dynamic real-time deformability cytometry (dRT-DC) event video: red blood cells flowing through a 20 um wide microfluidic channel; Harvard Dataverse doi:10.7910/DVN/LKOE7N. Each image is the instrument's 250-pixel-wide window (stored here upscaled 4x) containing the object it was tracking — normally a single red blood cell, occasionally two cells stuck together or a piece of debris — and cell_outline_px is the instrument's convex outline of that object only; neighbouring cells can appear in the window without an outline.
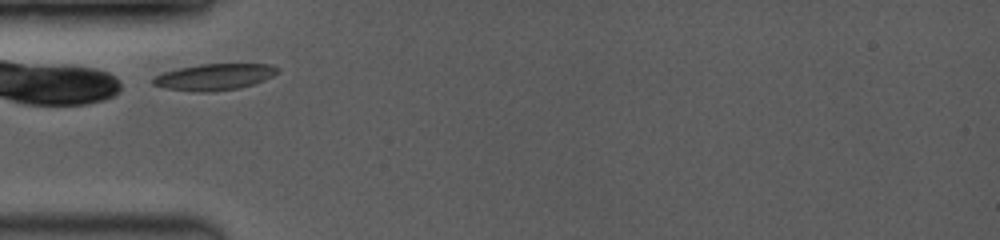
{"species": "common noctule bat (a hibernating species)", "species_latin": "Nyctalus noctula", "temperature_condition": "room temperature", "stored_images_in_passage": 10, "camera_frame_rate_fps": 3500, "um_per_image_px": 0.085, "animal": {"sex": "female", "body_mass_g": 19.0, "forearm_length_mm": 53.3}, "frame": {"image": 1, "passage_image": 1, "time_ms": 0.0, "image_size_px": [1000, 240], "cell_outline_px": [[280, 72], [264, 80], [240, 88], [208, 92], [200, 92], [164, 88], [152, 84], [152, 80], [156, 76], [164, 72], [180, 68], [200, 64], [268, 64], [280, 68]], "centroid_in_image_um": [18.25, 6.54], "position_along_channel_um": 66.8, "area_um2": 19.02}}
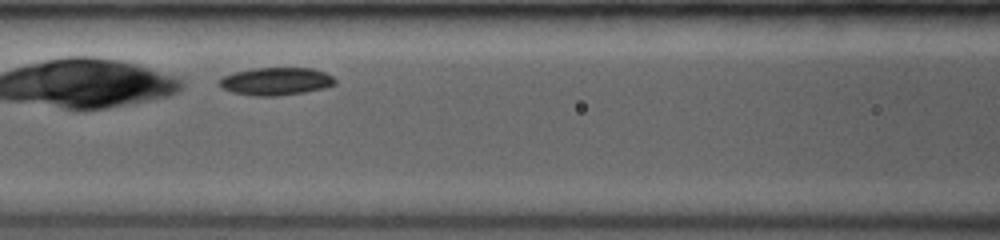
{"frame": {"image": 2, "passage_image": 7, "time_ms": 2.0, "image_size_px": [1000, 240], "cell_outline_px": [[336, 84], [324, 88], [304, 92], [276, 96], [252, 96], [232, 92], [224, 88], [220, 84], [220, 80], [224, 76], [232, 72], [252, 68], [312, 68], [324, 72], [332, 76], [336, 80]], "centroid_in_image_um": [23.47, 6.91], "position_along_channel_um": 143.1, "area_um2": 18.67}}
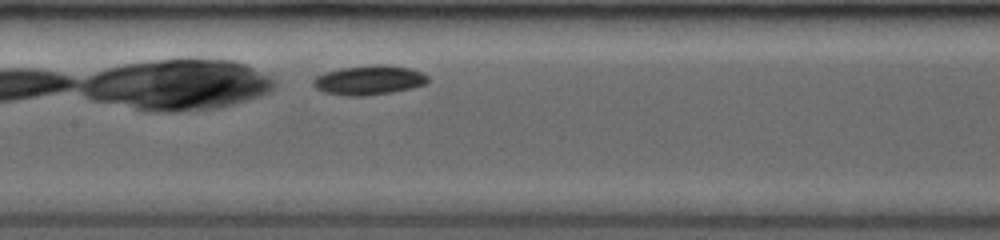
{"frame": {"image": 3, "passage_image": 10, "time_ms": 2.857, "image_size_px": [1000, 240], "cell_outline_px": [[428, 80], [424, 84], [412, 88], [392, 92], [364, 96], [344, 96], [324, 92], [316, 88], [312, 84], [312, 80], [316, 76], [324, 72], [340, 68], [372, 64], [384, 64], [412, 68], [428, 76]], "centroid_in_image_um": [31.34, 6.8], "position_along_channel_um": 176.1, "area_um2": 19.88}}